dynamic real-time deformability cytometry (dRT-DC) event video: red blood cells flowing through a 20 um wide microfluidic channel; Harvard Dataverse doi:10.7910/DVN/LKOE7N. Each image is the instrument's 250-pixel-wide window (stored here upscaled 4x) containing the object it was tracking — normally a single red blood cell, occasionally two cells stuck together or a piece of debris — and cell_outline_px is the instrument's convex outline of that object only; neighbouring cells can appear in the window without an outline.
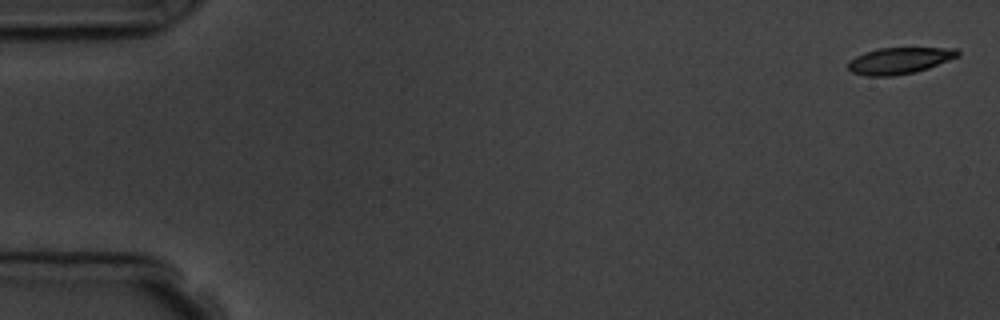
{"species": "common noctule bat (a hibernating species)", "species_latin": "Nyctalus noctula", "temperature_condition": "room temperature", "stored_images_in_passage": 10, "camera_frame_rate_fps": 3000, "um_per_image_px": 0.085, "animal": {"sex": "male", "body_mass_g": 19.5, "forearm_length_mm": 54.6}, "frame": {"image": 1, "passage_image": 1, "time_ms": 0.0, "image_size_px": [1000, 320], "cell_outline_px": [[960, 56], [928, 68], [916, 72], [892, 76], [868, 76], [852, 72], [848, 68], [848, 60], [864, 52], [880, 48], [956, 48], [960, 52]], "centroid_in_image_um": [76.45, 5.15], "position_along_channel_um": 8.5, "area_um2": 16.94}}
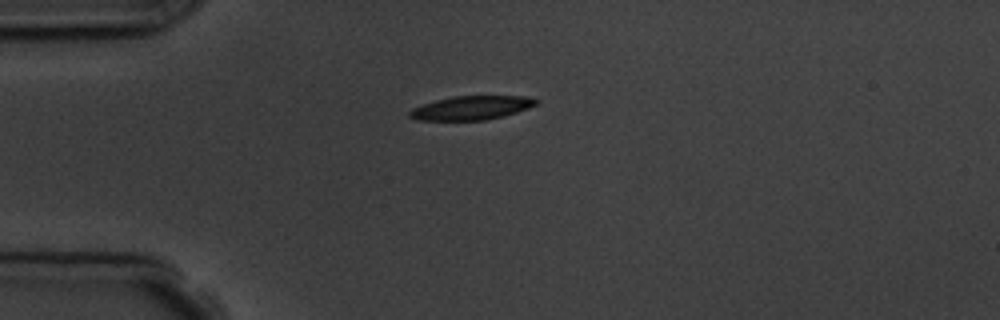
{"frame": {"image": 2, "passage_image": 5, "time_ms": 4.333, "image_size_px": [1000, 320], "cell_outline_px": [[540, 104], [516, 112], [484, 120], [416, 120], [408, 116], [408, 112], [412, 108], [436, 100], [452, 96], [528, 96], [540, 100]], "centroid_in_image_um": [40.09, 9.16], "position_along_channel_um": 44.9, "area_um2": 17.57}}